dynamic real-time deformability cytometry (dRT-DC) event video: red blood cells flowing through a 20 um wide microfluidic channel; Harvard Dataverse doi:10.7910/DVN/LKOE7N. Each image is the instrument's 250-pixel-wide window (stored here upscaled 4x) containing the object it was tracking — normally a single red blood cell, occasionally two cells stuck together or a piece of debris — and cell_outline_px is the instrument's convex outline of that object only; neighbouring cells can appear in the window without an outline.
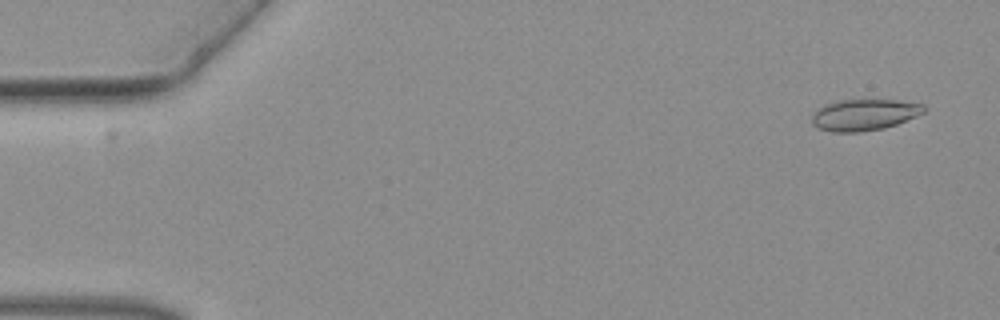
{"species": "common noctule bat (a hibernating species)", "species_latin": "Nyctalus noctula", "temperature_condition": "warm", "stored_images_in_passage": 51, "camera_frame_rate_fps": 3000, "um_per_image_px": 0.085, "animal": {"sex": "female", "body_mass_g": 19.3, "forearm_length_mm": 54.1}, "frame": {"image": 1, "passage_image": 2, "time_ms": 0.333, "image_size_px": [1000, 320], "cell_outline_px": [[928, 108], [924, 112], [916, 116], [896, 124], [884, 128], [860, 132], [832, 132], [816, 128], [812, 124], [812, 116], [816, 108], [824, 104], [840, 100], [900, 100], [924, 104]], "centroid_in_image_um": [73.44, 9.75], "position_along_channel_um": 11.6, "area_um2": 20.69}}
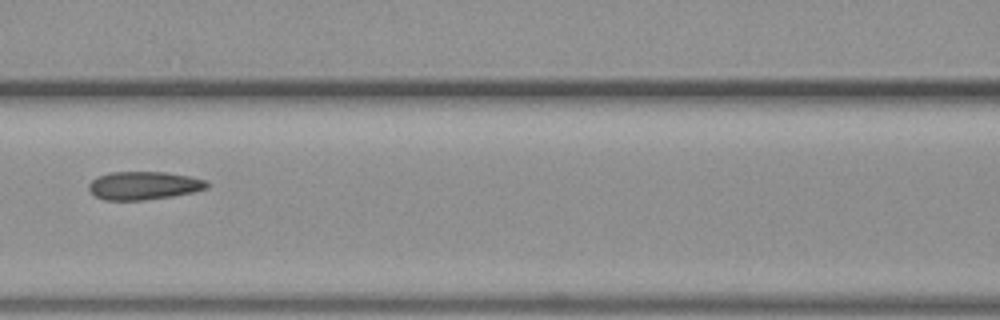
{"frame": {"image": 2, "passage_image": 23, "time_ms": 7.333, "image_size_px": [1000, 320], "cell_outline_px": [[208, 188], [192, 192], [172, 196], [144, 200], [104, 200], [96, 196], [88, 188], [88, 184], [96, 176], [112, 172], [164, 172], [188, 176], [204, 180], [208, 184]], "centroid_in_image_um": [12.18, 15.77], "position_along_channel_um": 154.4, "area_um2": 19.25}}
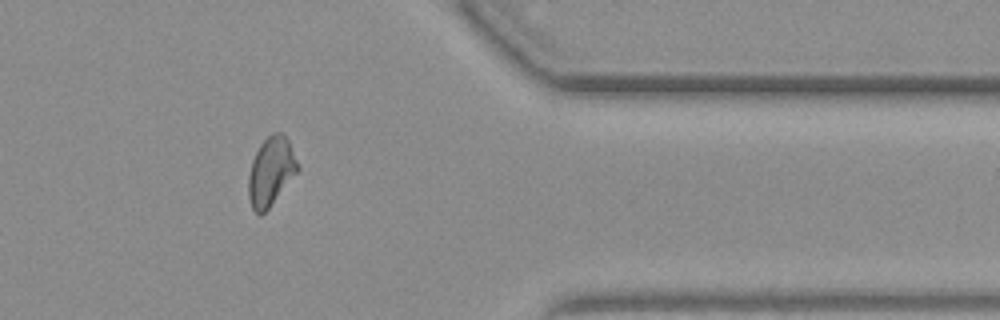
{"frame": {"image": 3, "passage_image": 42, "time_ms": 13.667, "image_size_px": [1000, 320], "cell_outline_px": [[300, 168], [268, 208], [260, 216], [252, 208], [248, 196], [248, 176], [252, 160], [260, 144], [272, 132], [284, 132], [288, 140]], "centroid_in_image_um": [23.01, 14.54], "position_along_channel_um": 388.4, "area_um2": 19.48}}